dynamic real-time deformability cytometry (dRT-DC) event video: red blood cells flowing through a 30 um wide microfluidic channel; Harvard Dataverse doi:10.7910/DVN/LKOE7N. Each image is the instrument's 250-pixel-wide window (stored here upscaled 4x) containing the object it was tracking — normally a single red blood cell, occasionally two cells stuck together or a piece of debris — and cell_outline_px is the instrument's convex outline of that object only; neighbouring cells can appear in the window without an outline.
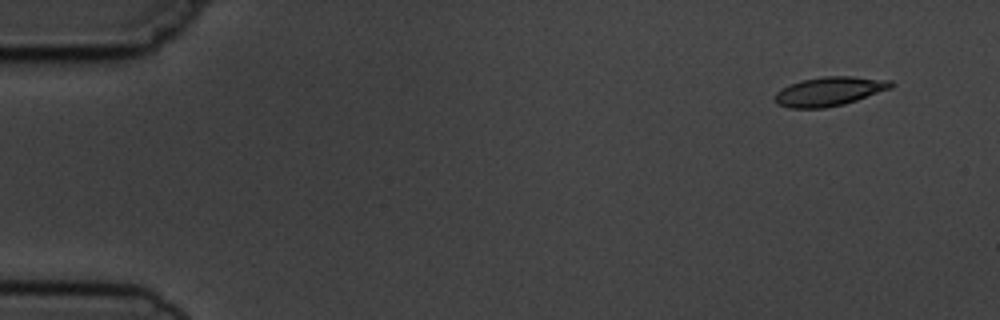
{"species": "common noctule bat (a hibernating species)", "species_latin": "Nyctalus noctula", "temperature_condition": "cold", "stored_images_in_passage": 5, "camera_frame_rate_fps": 3000, "um_per_image_px": 0.085, "animal": {"sex": "male", "body_mass_g": 19.5, "forearm_length_mm": 54.6}, "frame": {"image": 1, "passage_image": 1, "time_ms": 0.0, "image_size_px": [1000, 320], "cell_outline_px": [[896, 84], [892, 88], [844, 104], [824, 108], [788, 108], [776, 104], [776, 92], [788, 84], [800, 80], [824, 76], [852, 76], [892, 80]], "centroid_in_image_um": [70.51, 7.75], "position_along_channel_um": 14.5, "area_um2": 19.83}}
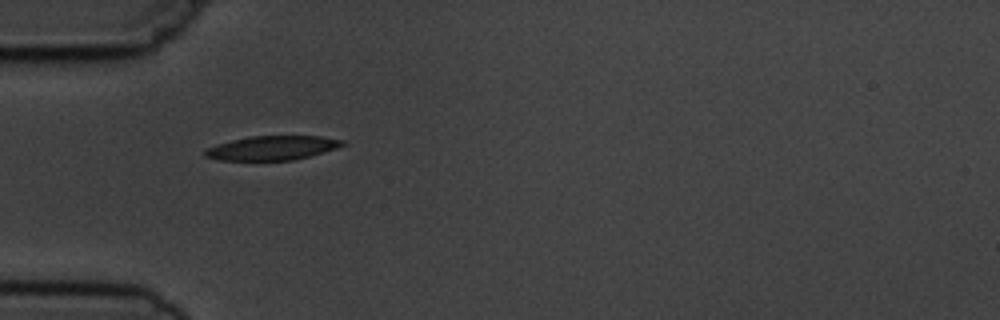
{"frame": {"image": 2, "passage_image": 4, "time_ms": 4.333, "image_size_px": [1000, 320], "cell_outline_px": [[348, 144], [324, 152], [292, 160], [220, 160], [204, 156], [204, 148], [216, 144], [248, 136], [320, 136], [344, 140]], "centroid_in_image_um": [23.13, 12.57], "position_along_channel_um": 61.9, "area_um2": 19.42}}
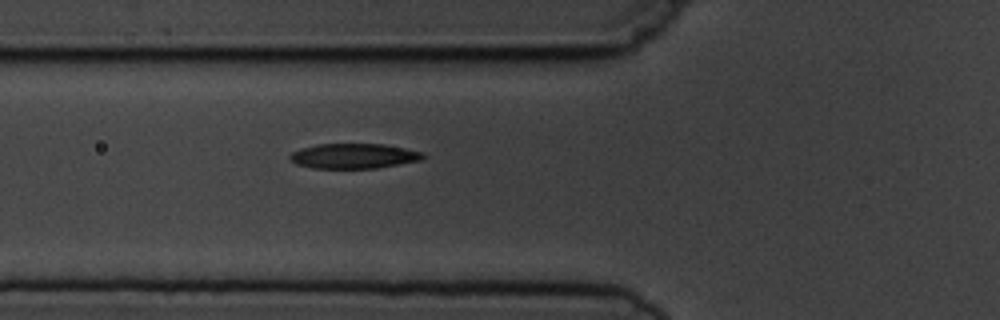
{"frame": {"image": 3, "passage_image": 5, "time_ms": 5.333, "image_size_px": [1000, 320], "cell_outline_px": [[428, 156], [420, 160], [400, 164], [376, 168], [312, 168], [296, 164], [288, 156], [292, 152], [300, 148], [316, 144], [384, 144], [424, 152]], "centroid_in_image_um": [30.08, 13.26], "position_along_channel_um": 95.7, "area_um2": 19.48}}